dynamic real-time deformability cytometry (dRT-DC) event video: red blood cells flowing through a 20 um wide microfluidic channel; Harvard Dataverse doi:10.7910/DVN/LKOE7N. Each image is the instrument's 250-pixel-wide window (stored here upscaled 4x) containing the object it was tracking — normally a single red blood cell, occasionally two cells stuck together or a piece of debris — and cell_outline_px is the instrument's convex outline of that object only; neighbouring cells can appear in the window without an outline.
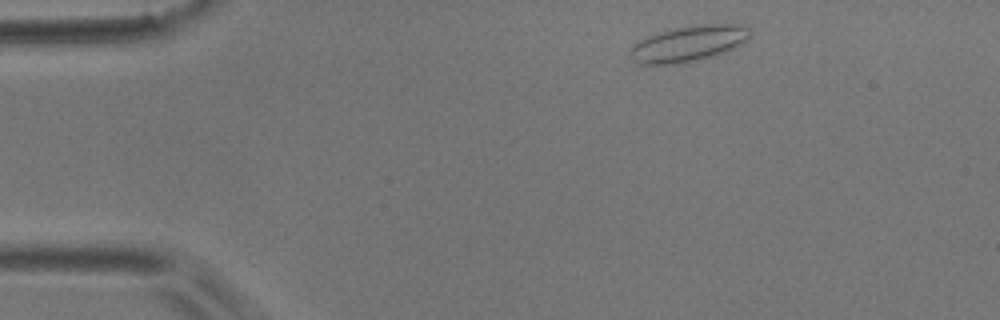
{"species": "common noctule bat (a hibernating species)", "species_latin": "Nyctalus noctula", "temperature_condition": "room temperature", "stored_images_in_passage": 3, "camera_frame_rate_fps": 3000, "um_per_image_px": 0.085, "animal": {"sex": "male", "body_mass_g": 17.9}, "frame": {"image": 1, "passage_image": 1, "time_ms": 0.0, "image_size_px": [1000, 320], "cell_outline_px": [[752, 32], [748, 40], [716, 56], [676, 64], [636, 64], [628, 56], [628, 52], [636, 40], [660, 32], [676, 28], [704, 24], [740, 24], [748, 28]], "centroid_in_image_um": [58.48, 3.72], "position_along_channel_um": 26.5, "area_um2": 25.2}}